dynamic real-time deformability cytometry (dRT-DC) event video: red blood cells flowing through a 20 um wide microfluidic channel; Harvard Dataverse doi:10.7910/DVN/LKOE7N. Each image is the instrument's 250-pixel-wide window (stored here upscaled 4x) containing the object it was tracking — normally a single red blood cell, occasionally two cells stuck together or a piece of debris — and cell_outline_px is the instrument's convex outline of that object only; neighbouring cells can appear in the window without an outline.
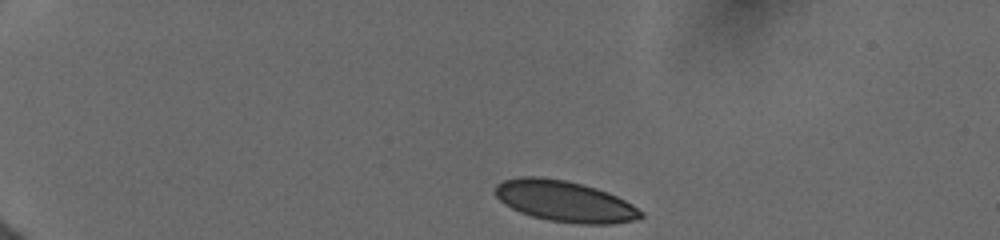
{"species": "human", "species_latin": "Homo sapiens", "temperature_condition": "cold", "stored_images_in_passage": 42, "camera_frame_rate_fps": 3000, "um_per_image_px": 0.085, "donor": {"sex": "female"}, "frame": {"image": 1, "passage_image": 1, "time_ms": 0.0, "image_size_px": [1000, 240], "cell_outline_px": [[644, 216], [636, 220], [612, 224], [580, 224], [548, 220], [532, 216], [520, 212], [504, 204], [496, 196], [496, 184], [504, 180], [520, 176], [540, 176], [564, 180], [596, 188], [608, 192], [632, 204], [644, 212]], "centroid_in_image_um": [48.02, 17.11], "position_along_channel_um": 37.0, "area_um2": 34.8}}
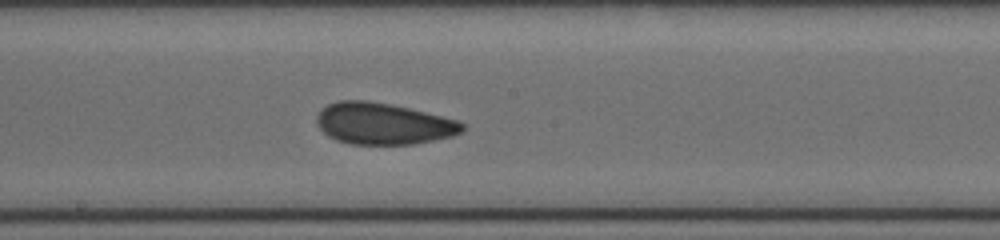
{"frame": {"image": 2, "passage_image": 22, "time_ms": 6.667, "image_size_px": [1000, 240], "cell_outline_px": [[464, 128], [460, 132], [452, 136], [412, 144], [352, 144], [336, 140], [328, 136], [316, 124], [316, 116], [328, 104], [340, 100], [364, 100], [388, 104], [408, 108], [456, 120], [464, 124]], "centroid_in_image_um": [32.53, 10.51], "position_along_channel_um": 215.7, "area_um2": 34.74}}
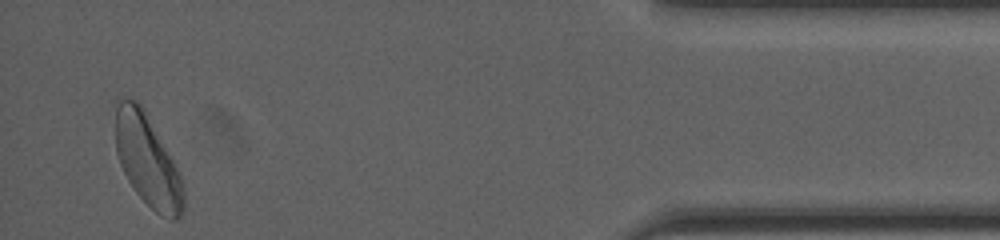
{"frame": {"image": 3, "passage_image": 42, "time_ms": 13.333, "image_size_px": [1000, 240], "cell_outline_px": [[184, 212], [176, 220], [168, 220], [160, 216], [136, 192], [128, 180], [120, 164], [116, 152], [116, 100], [120, 96], [136, 100], [144, 108], [176, 164], [180, 172], [184, 192]], "centroid_in_image_um": [12.56, 13.63], "position_along_channel_um": 422.6, "area_um2": 36.7}, "authors_computed_cell_mechanics": {"area_um2": 35.4314, "velocity_mm_per_s": 3.9148, "shape_relaxation_time_tau1_ms": null, "shape_relaxation_time_tau2_ms": 1.8342, "deformation_change_tau1": null, "deformation_change_tau2": 0.0645}}